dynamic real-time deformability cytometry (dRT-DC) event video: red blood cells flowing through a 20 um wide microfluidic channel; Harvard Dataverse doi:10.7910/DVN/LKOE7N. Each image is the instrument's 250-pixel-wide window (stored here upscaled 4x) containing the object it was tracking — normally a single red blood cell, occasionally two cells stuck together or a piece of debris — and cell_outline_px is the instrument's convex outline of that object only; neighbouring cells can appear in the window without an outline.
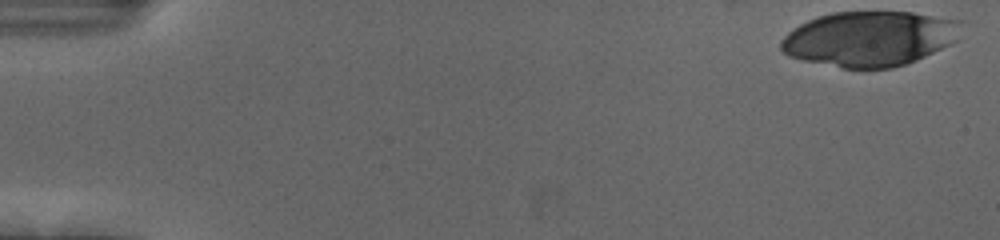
{"species": "human", "species_latin": "Homo sapiens", "temperature_condition": "cold", "stored_images_in_passage": 54, "camera_frame_rate_fps": 3000, "um_per_image_px": 0.085, "donor": {"sex": "female"}, "frame": {"image": 1, "passage_image": 1, "time_ms": 0.0, "image_size_px": [1000, 240], "cell_outline_px": [[964, 20], [956, 40], [916, 60], [892, 68], [844, 68], [804, 60], [788, 56], [780, 48], [780, 40], [792, 28], [816, 16], [832, 12], [912, 12]], "centroid_in_image_um": [73.9, 3.27], "position_along_channel_um": 11.1, "area_um2": 57.74}}
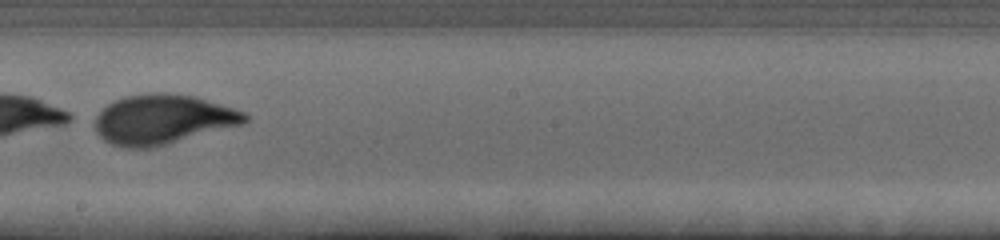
{"frame": {"image": 2, "passage_image": 32, "time_ms": 10.333, "image_size_px": [1000, 240], "cell_outline_px": [[248, 120], [244, 124], [152, 148], [120, 148], [104, 140], [96, 132], [96, 116], [108, 104], [124, 96], [156, 92], [164, 92], [196, 96], [244, 112], [248, 116]], "centroid_in_image_um": [13.84, 10.15], "position_along_channel_um": 234.4, "area_um2": 43.41}}